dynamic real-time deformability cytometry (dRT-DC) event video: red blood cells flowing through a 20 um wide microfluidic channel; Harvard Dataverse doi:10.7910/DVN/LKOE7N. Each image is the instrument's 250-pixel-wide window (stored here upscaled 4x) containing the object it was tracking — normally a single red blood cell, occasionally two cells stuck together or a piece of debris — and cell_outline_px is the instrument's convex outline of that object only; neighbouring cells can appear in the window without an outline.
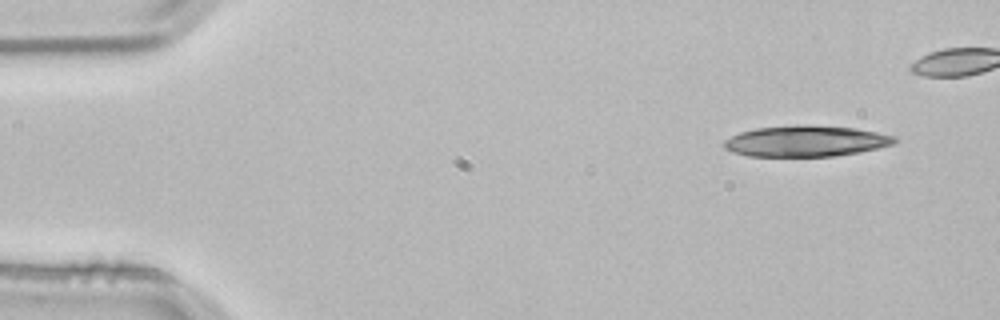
{"species": "common noctule bat (a hibernating species)", "species_latin": "Nyctalus noctula", "temperature_condition": "room temperature", "stored_images_in_passage": 4, "camera_frame_rate_fps": 3000, "um_per_image_px": 0.085, "animal": {"sex": "male", "body_mass_g": 21.5, "forearm_length_mm": 52.0}, "frame": {"image": 1, "passage_image": 1, "time_ms": 0.0, "image_size_px": [1000, 320], "cell_outline_px": [[900, 140], [896, 144], [860, 152], [836, 156], [748, 156], [732, 152], [724, 148], [724, 140], [740, 132], [756, 128], [796, 124], [808, 124], [856, 128], [896, 136]], "centroid_in_image_um": [68.55, 11.98], "position_along_channel_um": 16.5, "area_um2": 31.21}}
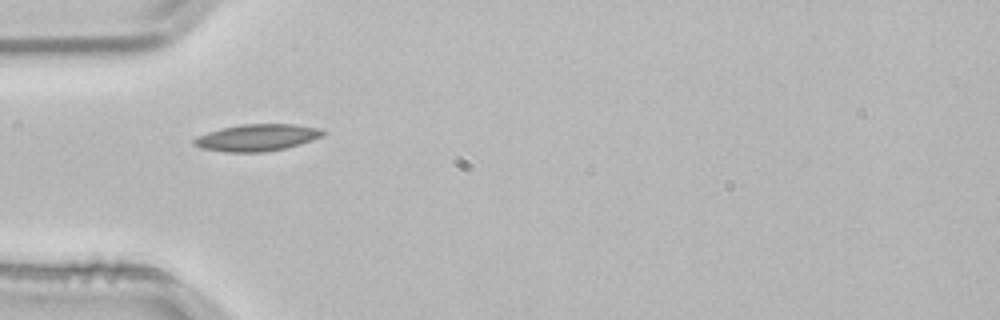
{"frame": {"image": 2, "passage_image": 4, "time_ms": 1.0, "image_size_px": [1000, 320], "cell_outline_px": [[328, 132], [324, 136], [300, 144], [284, 148], [260, 152], [224, 152], [200, 148], [192, 144], [192, 140], [196, 136], [220, 128], [240, 124], [296, 124], [316, 128]], "centroid_in_image_um": [21.81, 11.69], "position_along_channel_um": 63.2, "area_um2": 20.29}}